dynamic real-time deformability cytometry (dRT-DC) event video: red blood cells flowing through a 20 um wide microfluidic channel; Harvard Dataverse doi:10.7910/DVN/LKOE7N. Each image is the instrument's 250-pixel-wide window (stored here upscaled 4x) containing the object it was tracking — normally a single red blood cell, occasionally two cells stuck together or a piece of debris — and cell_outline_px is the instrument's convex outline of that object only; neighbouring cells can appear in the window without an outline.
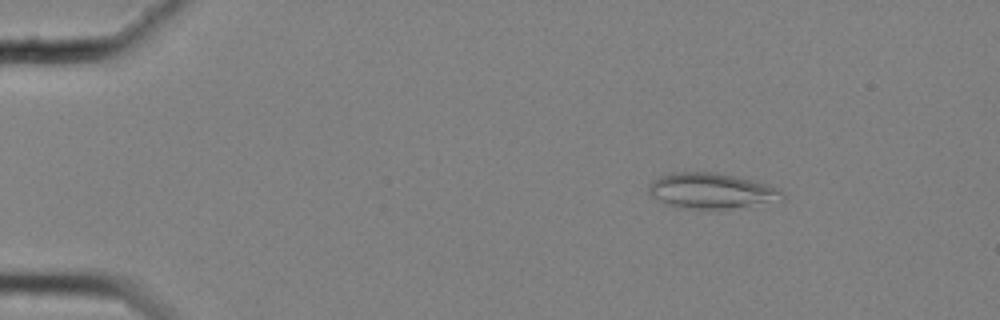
{"species": "common noctule bat (a hibernating species)", "species_latin": "Nyctalus noctula", "temperature_condition": "cold", "stored_images_in_passage": 52, "camera_frame_rate_fps": 3000, "um_per_image_px": 0.085, "animal": {"sex": "female", "body_mass_g": 25.1}, "frame": {"image": 1, "passage_image": 3, "time_ms": 0.667, "image_size_px": [1000, 320], "cell_outline_px": [[784, 200], [716, 212], [676, 208], [652, 196], [648, 192], [648, 184], [652, 180], [660, 176], [672, 172], [716, 172], [768, 184], [780, 188], [784, 196]], "centroid_in_image_um": [60.48, 16.27], "position_along_channel_um": 24.5, "area_um2": 28.67}}
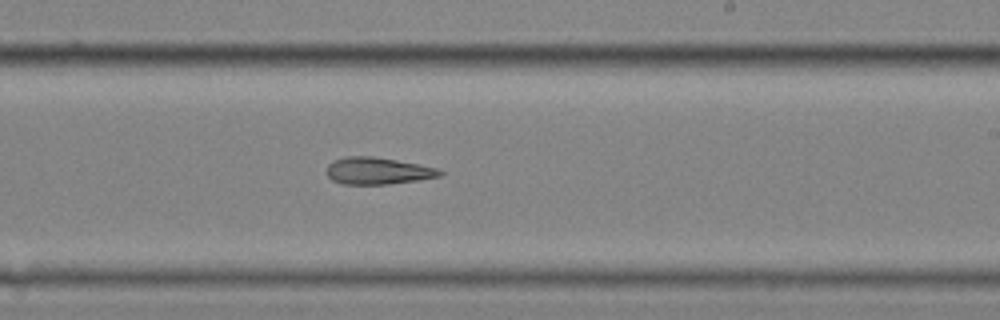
{"frame": {"image": 2, "passage_image": 30, "time_ms": 9.667, "image_size_px": [1000, 320], "cell_outline_px": [[444, 172], [440, 176], [416, 180], [388, 184], [340, 184], [332, 180], [328, 176], [328, 164], [336, 160], [348, 156], [372, 156], [396, 160], [436, 168]], "centroid_in_image_um": [32.09, 14.53], "position_along_channel_um": 256.9, "area_um2": 17.46}}
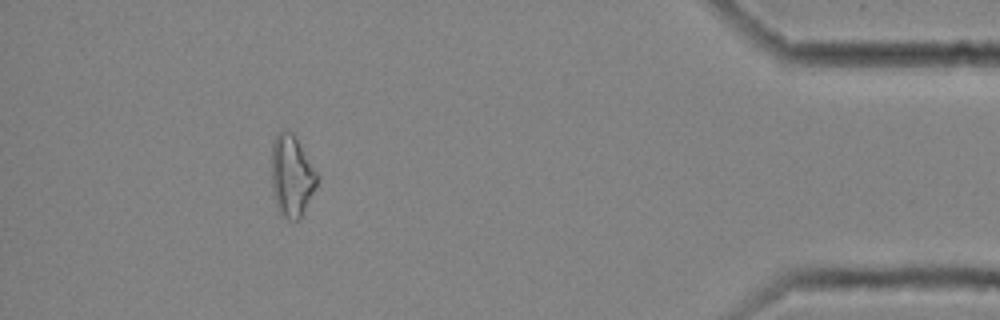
{"frame": {"image": 3, "passage_image": 47, "time_ms": 15.333, "image_size_px": [1000, 320], "cell_outline_px": [[320, 176], [300, 220], [288, 220], [280, 216], [276, 208], [272, 192], [272, 144], [276, 132], [284, 128], [292, 132]], "centroid_in_image_um": [24.77, 14.96], "position_along_channel_um": 410.4, "area_um2": 22.02}}